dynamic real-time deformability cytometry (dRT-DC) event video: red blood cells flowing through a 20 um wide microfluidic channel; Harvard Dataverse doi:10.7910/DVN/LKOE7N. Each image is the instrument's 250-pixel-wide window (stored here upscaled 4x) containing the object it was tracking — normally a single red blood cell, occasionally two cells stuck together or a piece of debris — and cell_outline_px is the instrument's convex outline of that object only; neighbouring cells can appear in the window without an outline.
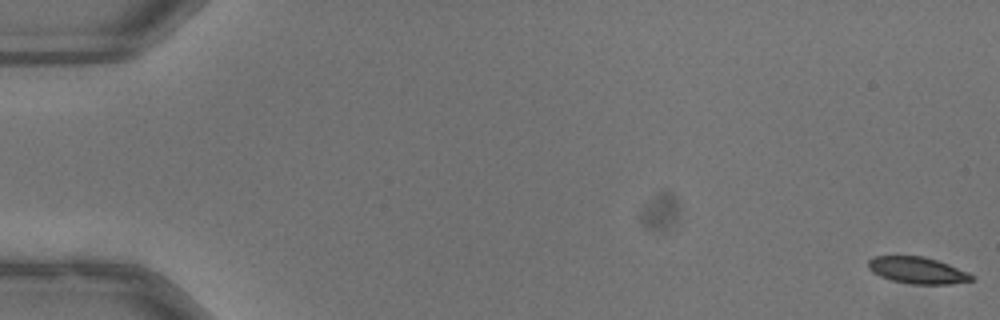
{"species": "common noctule bat (a hibernating species)", "species_latin": "Nyctalus noctula", "temperature_condition": "warm", "stored_images_in_passage": 53, "camera_frame_rate_fps": 3000, "um_per_image_px": 0.085, "animal": {"sex": "male", "body_mass_g": 13.3}, "frame": {"image": 1, "passage_image": 1, "time_ms": 0.0, "image_size_px": [1000, 320], "cell_outline_px": [[976, 276], [972, 280], [948, 284], [912, 284], [892, 280], [880, 276], [872, 272], [868, 268], [868, 260], [872, 256], [924, 256], [948, 264], [968, 272]], "centroid_in_image_um": [77.97, 22.97], "position_along_channel_um": 7.0, "area_um2": 16.01}}
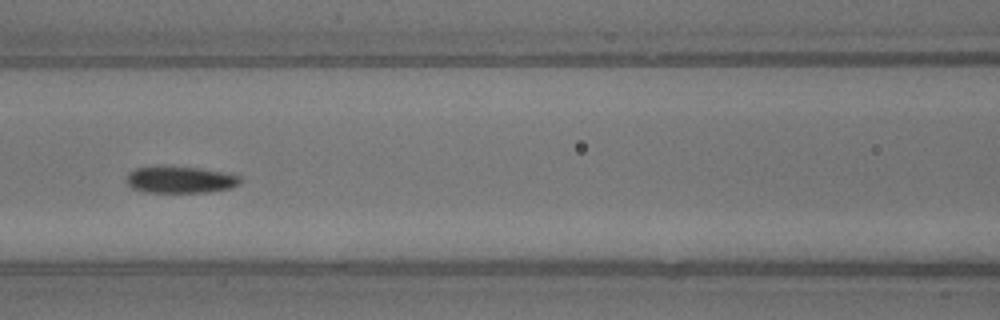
{"frame": {"image": 2, "passage_image": 25, "time_ms": 8.0, "image_size_px": [1000, 320], "cell_outline_px": [[240, 184], [232, 188], [208, 192], [144, 192], [132, 188], [124, 180], [128, 172], [136, 168], [164, 164], [200, 168], [240, 176]], "centroid_in_image_um": [15.25, 15.25], "position_along_channel_um": 151.3, "area_um2": 18.21}}
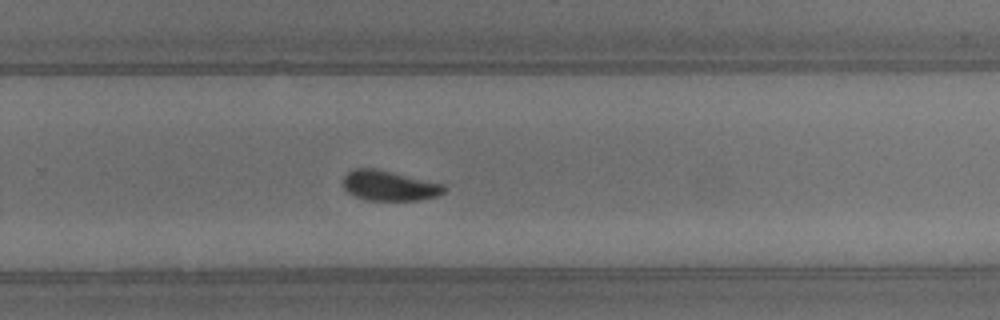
{"frame": {"image": 3, "passage_image": 36, "time_ms": 11.667, "image_size_px": [1000, 320], "cell_outline_px": [[444, 192], [436, 196], [420, 200], [364, 200], [348, 192], [344, 188], [344, 176], [348, 172], [356, 168], [376, 168], [444, 184]], "centroid_in_image_um": [33.07, 15.78], "position_along_channel_um": 296.7, "area_um2": 17.57}, "authors_computed_cell_mechanics": {"area_um2": 17.34, "velocity_mm_per_s": 3.9872, "shape_relaxation_time_tau1_ms": 3.4434, "shape_relaxation_time_tau2_ms": 3.4074, "deformation_change_tau1": 0.13, "deformation_change_tau2": 0.0671}}